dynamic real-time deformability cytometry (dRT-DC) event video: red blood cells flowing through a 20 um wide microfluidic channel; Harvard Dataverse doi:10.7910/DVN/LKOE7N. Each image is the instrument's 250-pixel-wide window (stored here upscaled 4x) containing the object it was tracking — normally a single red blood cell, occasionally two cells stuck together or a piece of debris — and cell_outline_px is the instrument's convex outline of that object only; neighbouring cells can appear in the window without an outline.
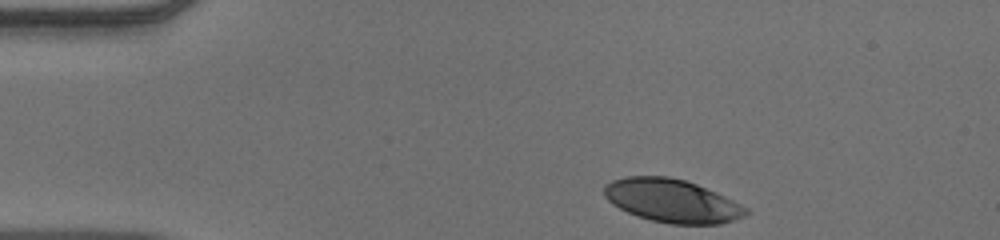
{"species": "human", "species_latin": "Homo sapiens", "temperature_condition": "warm", "stored_images_in_passage": 37, "camera_frame_rate_fps": 3000, "um_per_image_px": 0.085, "donor": {"sex": "male"}, "frame": {"image": 1, "passage_image": 1, "time_ms": 0.0, "image_size_px": [1000, 240], "cell_outline_px": [[748, 212], [744, 216], [720, 224], [668, 224], [636, 216], [612, 204], [604, 196], [604, 184], [612, 180], [624, 176], [668, 176], [684, 180], [696, 184], [716, 192], [748, 208]], "centroid_in_image_um": [57.08, 17.06], "position_along_channel_um": 27.9, "area_um2": 35.66}}
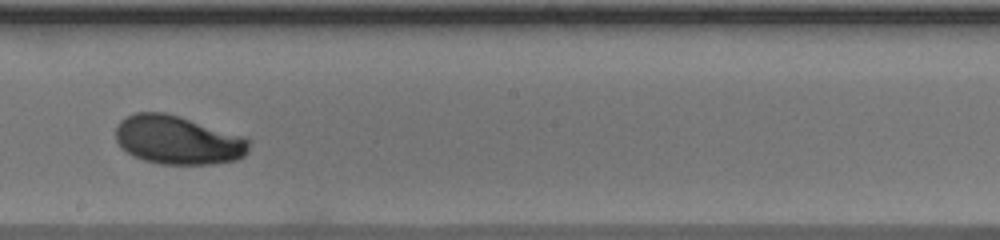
{"frame": {"image": 2, "passage_image": 22, "time_ms": 7.0, "image_size_px": [1000, 240], "cell_outline_px": [[252, 140], [248, 152], [244, 156], [236, 160], [212, 164], [160, 164], [144, 160], [132, 156], [120, 148], [116, 140], [116, 128], [120, 120], [136, 112], [164, 112], [248, 136]], "centroid_in_image_um": [15.16, 11.91], "position_along_channel_um": 233.0, "area_um2": 38.38}}
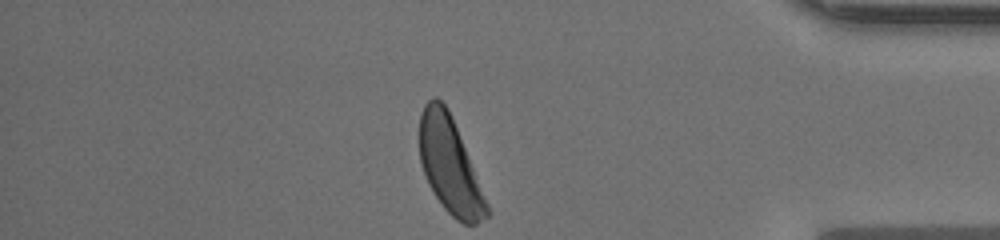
{"frame": {"image": 3, "passage_image": 37, "time_ms": 12.0, "image_size_px": [1000, 240], "cell_outline_px": [[488, 216], [476, 224], [464, 224], [456, 220], [444, 208], [432, 192], [428, 184], [420, 160], [420, 112], [424, 104], [432, 96], [436, 96], [448, 108], [488, 204]], "centroid_in_image_um": [38.2, 14.05], "position_along_channel_um": 397.0, "area_um2": 36.99}, "authors_computed_cell_mechanics": {"area_um2": 37.281, "velocity_mm_per_s": 3.8916, "shape_relaxation_time_tau1_ms": 2.421, "shape_relaxation_time_tau2_ms": null, "deformation_change_tau1": 0.1292, "deformation_change_tau2": null}}